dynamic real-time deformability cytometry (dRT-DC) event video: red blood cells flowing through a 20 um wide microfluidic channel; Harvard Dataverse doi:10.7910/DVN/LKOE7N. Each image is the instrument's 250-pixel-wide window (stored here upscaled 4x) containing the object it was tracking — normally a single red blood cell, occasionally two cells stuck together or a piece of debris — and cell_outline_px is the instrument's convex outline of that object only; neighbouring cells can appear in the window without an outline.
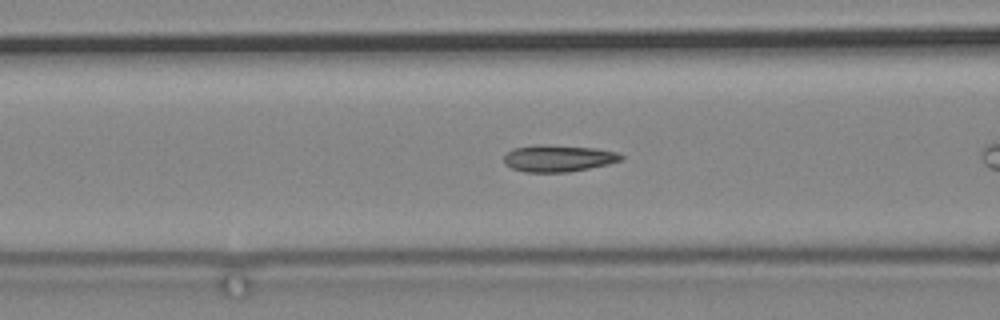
{"species": "common noctule bat (a hibernating species)", "species_latin": "Nyctalus noctula", "temperature_condition": "cold", "stored_images_in_passage": 28, "camera_frame_rate_fps": 3000, "um_per_image_px": 0.085, "animal": {"sex": "male", "body_mass_g": 19.2, "forearm_length_mm": 51.8}, "frame": {"image": 1, "passage_image": 3, "time_ms": 0.667, "image_size_px": [1000, 320], "cell_outline_px": [[624, 160], [608, 164], [568, 172], [524, 172], [512, 168], [504, 164], [504, 156], [512, 148], [536, 144], [596, 148], [620, 152], [624, 156]], "centroid_in_image_um": [47.47, 13.45], "position_along_channel_um": 119.1, "area_um2": 18.44}}
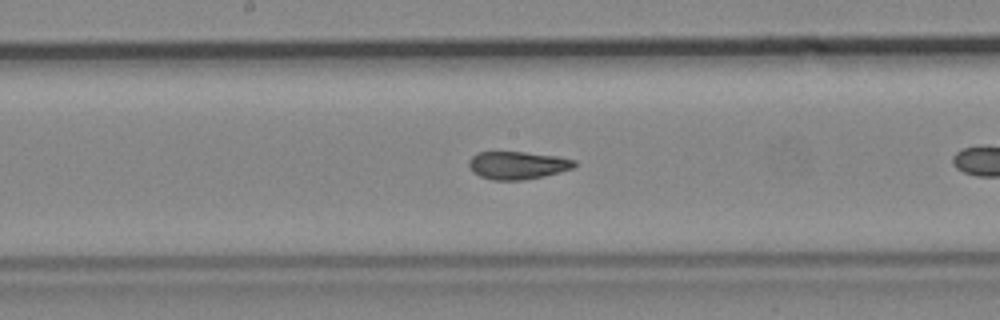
{"frame": {"image": 2, "passage_image": 11, "time_ms": 3.333, "image_size_px": [1000, 320], "cell_outline_px": [[576, 164], [572, 168], [544, 176], [524, 180], [492, 180], [480, 176], [472, 172], [468, 164], [468, 160], [476, 152], [524, 152], [556, 156], [576, 160]], "centroid_in_image_um": [43.95, 14.05], "position_along_channel_um": 204.3, "area_um2": 17.11}}
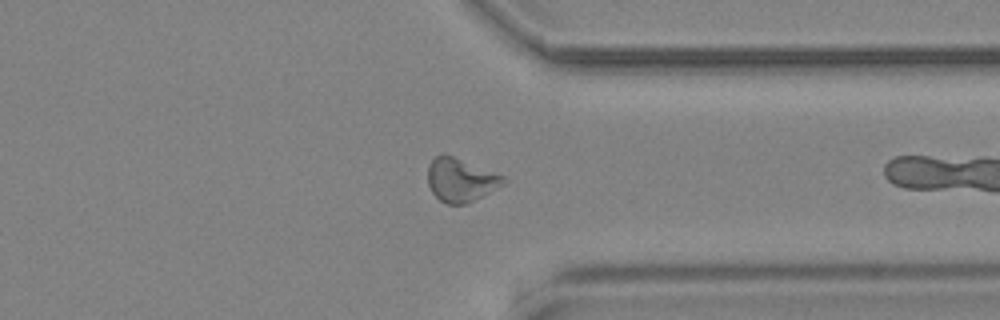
{"frame": {"image": 3, "passage_image": 27, "time_ms": 8.667, "image_size_px": [1000, 320], "cell_outline_px": [[508, 180], [504, 184], [464, 204], [448, 204], [440, 200], [432, 192], [428, 184], [428, 164], [436, 156], [444, 152], [504, 176]], "centroid_in_image_um": [39.13, 15.26], "position_along_channel_um": 372.3, "area_um2": 18.96}}